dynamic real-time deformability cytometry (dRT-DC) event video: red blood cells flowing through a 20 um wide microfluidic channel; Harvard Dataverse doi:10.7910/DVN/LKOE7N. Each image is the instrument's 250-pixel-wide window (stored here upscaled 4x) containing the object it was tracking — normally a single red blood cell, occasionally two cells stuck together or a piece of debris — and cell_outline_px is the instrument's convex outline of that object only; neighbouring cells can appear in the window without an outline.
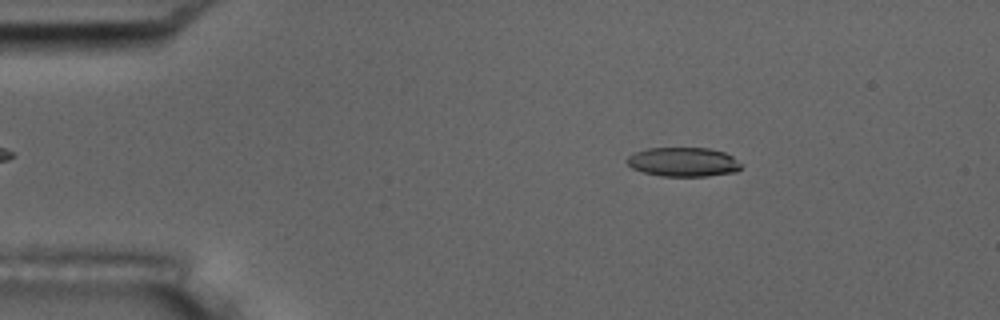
{"species": "common noctule bat (a hibernating species)", "species_latin": "Nyctalus noctula", "temperature_condition": "room temperature", "stored_images_in_passage": 54, "camera_frame_rate_fps": 3000, "um_per_image_px": 0.085, "animal": {"sex": "male", "body_mass_g": 17.5, "forearm_length_mm": 52.3}, "frame": {"image": 1, "passage_image": 9, "time_ms": 2.667, "image_size_px": [1000, 320], "cell_outline_px": [[744, 164], [736, 172], [708, 176], [660, 176], [644, 172], [632, 168], [628, 164], [628, 156], [636, 152], [648, 148], [708, 148], [724, 152], [732, 156]], "centroid_in_image_um": [58.13, 13.77], "position_along_channel_um": 26.9, "area_um2": 19.42}}
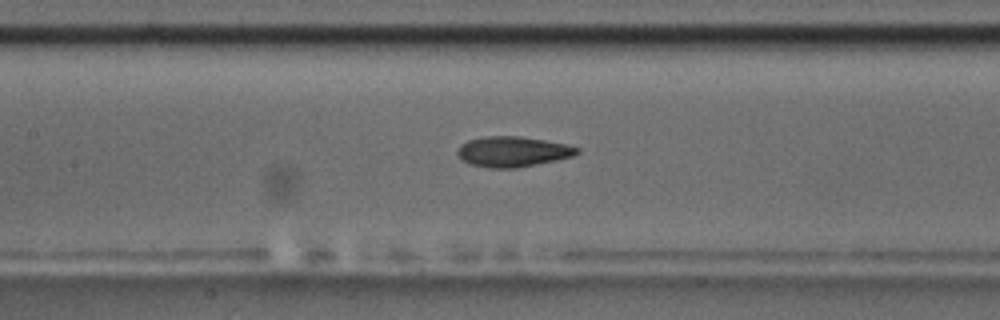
{"frame": {"image": 2, "passage_image": 25, "time_ms": 8.0, "image_size_px": [1000, 320], "cell_outline_px": [[580, 152], [572, 156], [556, 160], [516, 168], [488, 168], [472, 164], [460, 160], [456, 152], [460, 144], [468, 140], [484, 136], [520, 136], [544, 140], [564, 144], [580, 148]], "centroid_in_image_um": [43.54, 12.89], "position_along_channel_um": 163.9, "area_um2": 21.15}}
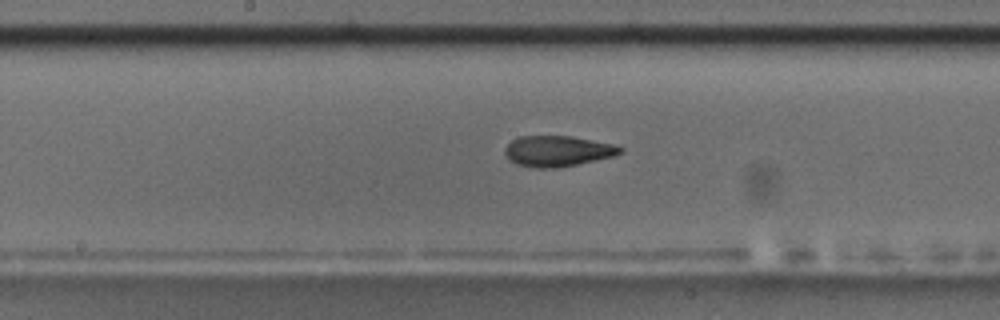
{"frame": {"image": 3, "passage_image": 28, "time_ms": 9.0, "image_size_px": [1000, 320], "cell_outline_px": [[624, 152], [616, 156], [560, 168], [532, 168], [516, 164], [504, 152], [504, 148], [512, 140], [520, 136], [572, 136], [616, 144], [624, 148]], "centroid_in_image_um": [47.47, 12.85], "position_along_channel_um": 200.7, "area_um2": 20.98}, "authors_computed_cell_mechanics": {"area_um2": 20.6635, "velocity_mm_per_s": 3.7375, "shape_relaxation_time_tau1_ms": 7.247, "shape_relaxation_time_tau2_ms": 2.9717, "deformation_change_tau1": 0.1906, "deformation_change_tau2": 0.1093}}